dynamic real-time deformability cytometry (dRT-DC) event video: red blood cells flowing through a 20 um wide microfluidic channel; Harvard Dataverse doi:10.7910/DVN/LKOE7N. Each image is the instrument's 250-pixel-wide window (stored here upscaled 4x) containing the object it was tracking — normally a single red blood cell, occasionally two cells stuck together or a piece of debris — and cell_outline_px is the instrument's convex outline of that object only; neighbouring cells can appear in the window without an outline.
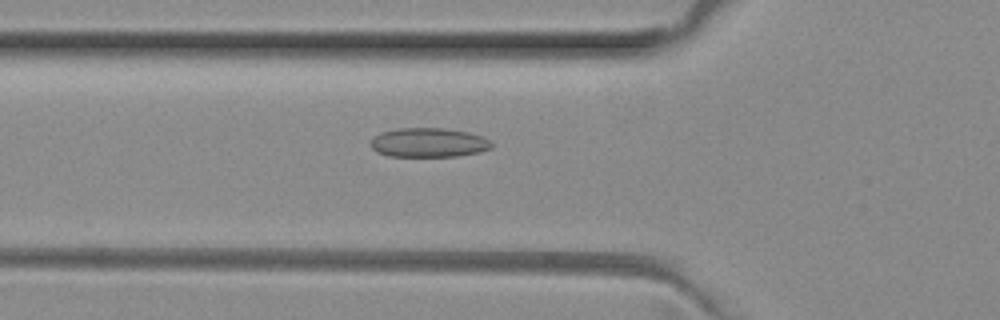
{"species": "common noctule bat (a hibernating species)", "species_latin": "Nyctalus noctula", "temperature_condition": "room temperature", "stored_images_in_passage": 5, "camera_frame_rate_fps": 3000, "um_per_image_px": 0.085, "animal": {"sex": "female", "body_mass_g": 29.2, "forearm_length_mm": 56.3}, "frame": {"image": 1, "passage_image": 5, "time_ms": 1.333, "image_size_px": [1000, 320], "cell_outline_px": [[492, 148], [480, 152], [456, 156], [388, 156], [376, 152], [372, 148], [372, 140], [380, 132], [396, 128], [444, 128], [468, 132], [480, 136], [488, 140], [492, 144]], "centroid_in_image_um": [36.42, 12.12], "position_along_channel_um": 89.4, "area_um2": 20.52}}